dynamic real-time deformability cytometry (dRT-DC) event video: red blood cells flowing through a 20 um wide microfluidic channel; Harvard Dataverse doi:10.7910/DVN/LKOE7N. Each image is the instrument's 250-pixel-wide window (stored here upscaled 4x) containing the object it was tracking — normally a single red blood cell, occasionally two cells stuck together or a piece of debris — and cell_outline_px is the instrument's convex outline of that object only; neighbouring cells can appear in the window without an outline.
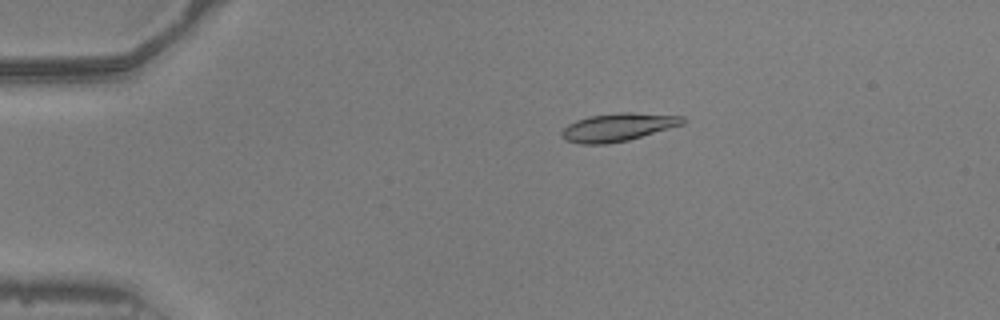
{"species": "common noctule bat (a hibernating species)", "species_latin": "Nyctalus noctula", "temperature_condition": "warm", "stored_images_in_passage": 6, "camera_frame_rate_fps": 3000, "um_per_image_px": 0.085, "animal": {"sex": "male", "body_mass_g": 20.5, "forearm_length_mm": 52.5}, "frame": {"image": 1, "passage_image": 1, "time_ms": 0.0, "image_size_px": [1000, 320], "cell_outline_px": [[684, 124], [628, 140], [604, 144], [580, 144], [568, 140], [560, 136], [560, 132], [568, 124], [576, 120], [588, 116], [620, 112], [632, 112], [684, 116]], "centroid_in_image_um": [52.51, 10.8], "position_along_channel_um": 32.5, "area_um2": 19.71}}